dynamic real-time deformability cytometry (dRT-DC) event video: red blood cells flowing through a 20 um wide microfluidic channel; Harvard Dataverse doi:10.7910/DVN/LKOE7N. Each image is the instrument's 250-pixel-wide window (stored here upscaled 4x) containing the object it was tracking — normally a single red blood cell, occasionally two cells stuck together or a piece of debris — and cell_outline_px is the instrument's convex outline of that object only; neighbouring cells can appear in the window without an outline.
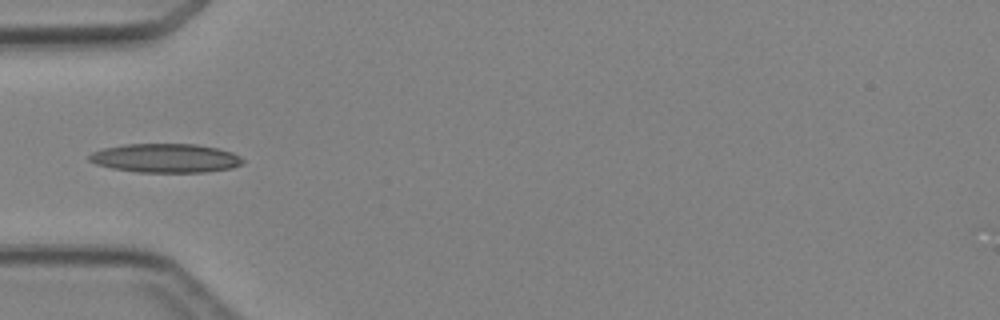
{"species": "Egyptian fruit bat (a non-hibernating species)", "species_latin": "Rousettus aegyptiacus", "temperature_condition": "cold", "stored_images_in_passage": 5, "camera_frame_rate_fps": 3000, "um_per_image_px": 0.085, "animal": {"sex": "female"}, "frame": {"image": 1, "passage_image": 4, "time_ms": 3.667, "image_size_px": [1000, 320], "cell_outline_px": [[244, 160], [240, 164], [232, 168], [204, 172], [140, 172], [112, 168], [96, 164], [88, 160], [88, 156], [92, 152], [100, 148], [124, 144], [196, 144], [216, 148], [232, 152], [240, 156]], "centroid_in_image_um": [14.03, 13.43], "position_along_channel_um": 71.0, "area_um2": 25.89}}
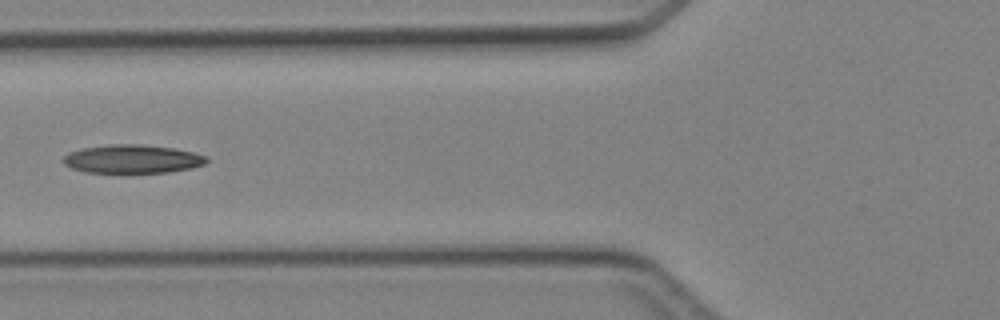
{"frame": {"image": 2, "passage_image": 5, "time_ms": 4.667, "image_size_px": [1000, 320], "cell_outline_px": [[208, 160], [204, 164], [192, 168], [168, 172], [84, 172], [72, 168], [64, 164], [64, 156], [68, 152], [84, 148], [108, 144], [136, 144], [172, 148], [192, 152], [204, 156]], "centroid_in_image_um": [11.22, 13.51], "position_along_channel_um": 114.6, "area_um2": 23.47}}